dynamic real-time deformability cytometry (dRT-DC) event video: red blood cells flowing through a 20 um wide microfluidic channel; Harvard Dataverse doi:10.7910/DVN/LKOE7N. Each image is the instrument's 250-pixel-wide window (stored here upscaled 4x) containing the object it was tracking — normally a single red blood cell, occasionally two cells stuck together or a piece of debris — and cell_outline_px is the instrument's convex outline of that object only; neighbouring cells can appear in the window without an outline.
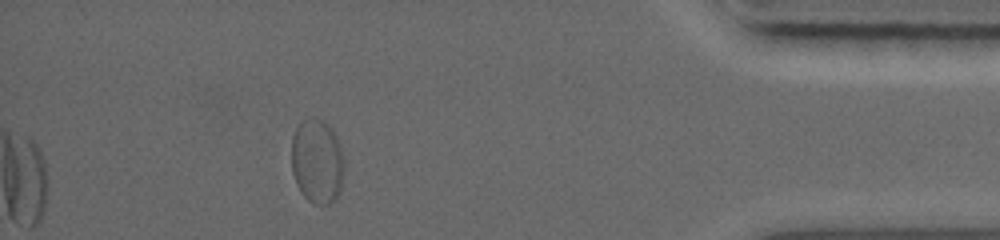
{"species": "common noctule bat (a hibernating species)", "species_latin": "Nyctalus noctula", "temperature_condition": "warm", "stored_images_in_passage": 34, "segment_of_instrument_passage": [2, 2], "camera_frame_rate_fps": 5000, "um_per_image_px": 0.085, "animal": {"sex": "female", "body_mass_g": 19.0, "forearm_length_mm": 56.7}, "frame": {"image": 1, "passage_image": 34, "time_ms": 10.8, "image_size_px": [1000, 240], "cell_outline_px": [[344, 172], [340, 188], [336, 196], [328, 204], [312, 204], [304, 196], [296, 180], [292, 168], [292, 136], [296, 128], [304, 120], [324, 124], [332, 132], [336, 140], [344, 160]], "centroid_in_image_um": [26.94, 13.79], "position_along_channel_um": 408.3, "area_um2": 24.74}}